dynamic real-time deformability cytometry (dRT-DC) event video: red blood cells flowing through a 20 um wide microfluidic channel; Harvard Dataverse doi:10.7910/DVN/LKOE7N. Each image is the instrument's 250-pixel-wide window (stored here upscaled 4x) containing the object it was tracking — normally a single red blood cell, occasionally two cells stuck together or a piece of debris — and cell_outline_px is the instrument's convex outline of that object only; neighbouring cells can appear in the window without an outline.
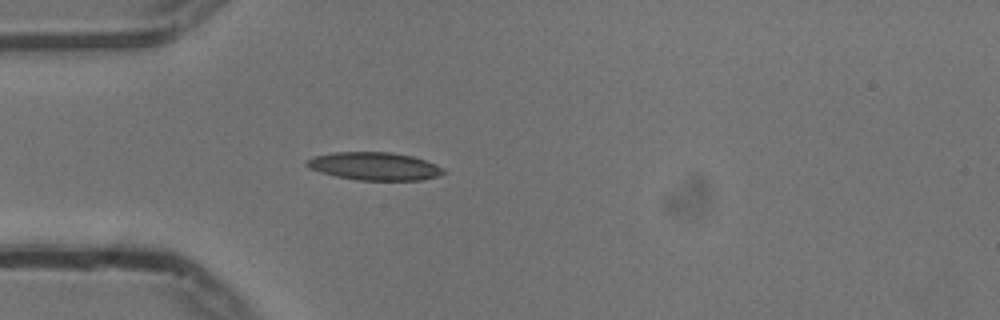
{"species": "common noctule bat (a hibernating species)", "species_latin": "Nyctalus noctula", "temperature_condition": "cold", "stored_images_in_passage": 40, "camera_frame_rate_fps": 3000, "um_per_image_px": 0.085, "animal": {"sex": "male", "body_mass_g": 13.3}, "frame": {"image": 1, "passage_image": 1, "time_ms": 0.0, "image_size_px": [1000, 320], "cell_outline_px": [[448, 172], [440, 176], [420, 180], [356, 180], [336, 176], [320, 172], [308, 168], [304, 164], [304, 160], [316, 156], [332, 152], [392, 152], [412, 156], [436, 164], [444, 168]], "centroid_in_image_um": [31.83, 14.13], "position_along_channel_um": 53.2, "area_um2": 22.48}}
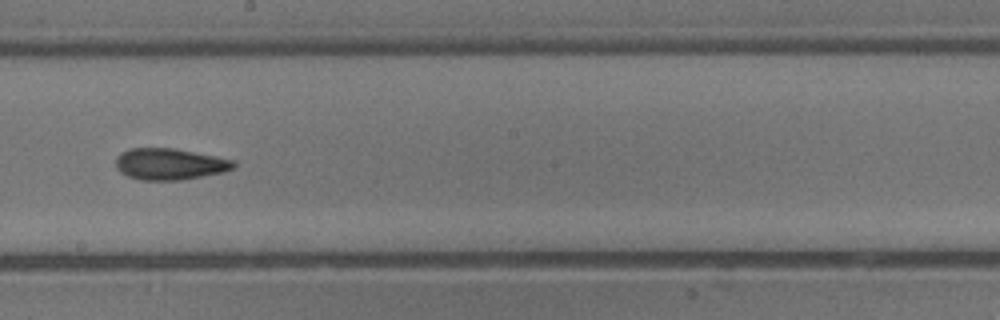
{"frame": {"image": 2, "passage_image": 16, "time_ms": 5.0, "image_size_px": [1000, 320], "cell_outline_px": [[236, 168], [224, 172], [184, 180], [140, 180], [128, 176], [120, 172], [116, 168], [116, 156], [120, 152], [128, 148], [172, 148], [216, 156], [236, 160]], "centroid_in_image_um": [14.44, 13.95], "position_along_channel_um": 233.8, "area_um2": 21.91}}
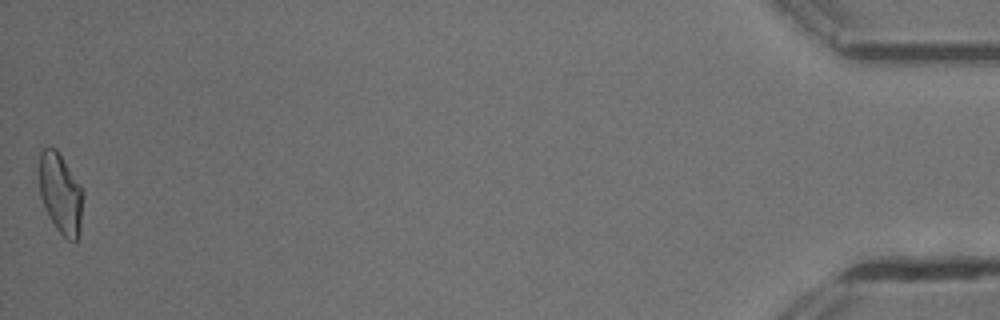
{"frame": {"image": 3, "passage_image": 40, "time_ms": 13.0, "image_size_px": [1000, 320], "cell_outline_px": [[80, 232], [76, 240], [68, 240], [56, 228], [48, 216], [44, 208], [40, 196], [36, 168], [40, 152], [48, 144], [56, 148], [80, 184]], "centroid_in_image_um": [5.04, 16.35], "position_along_channel_um": 430.2, "area_um2": 20.63}, "authors_computed_cell_mechanics": {"area_um2": 20.8369, "velocity_mm_per_s": 3.7349, "shape_relaxation_time_tau1_ms": null, "shape_relaxation_time_tau2_ms": 3.4223, "deformation_change_tau1": null, "deformation_change_tau2": 0.1135}}